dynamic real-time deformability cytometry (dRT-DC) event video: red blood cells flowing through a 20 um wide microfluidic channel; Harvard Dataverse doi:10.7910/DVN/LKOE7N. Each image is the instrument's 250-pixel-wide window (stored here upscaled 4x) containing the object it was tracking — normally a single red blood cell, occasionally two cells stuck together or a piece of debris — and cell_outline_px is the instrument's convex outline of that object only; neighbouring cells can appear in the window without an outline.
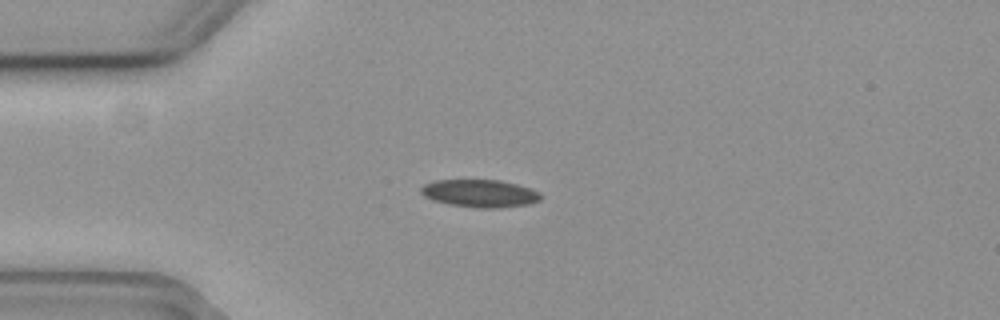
{"species": "common noctule bat (a hibernating species)", "species_latin": "Nyctalus noctula", "temperature_condition": "cold", "stored_images_in_passage": 23, "camera_frame_rate_fps": 3000, "um_per_image_px": 0.085, "animal": {"sex": "female", "body_mass_g": 19.3, "forearm_length_mm": 54.1}, "frame": {"image": 1, "passage_image": 1, "time_ms": 0.0, "image_size_px": [1000, 320], "cell_outline_px": [[544, 196], [540, 200], [528, 204], [500, 208], [476, 208], [448, 204], [432, 200], [424, 196], [420, 192], [420, 188], [424, 184], [432, 180], [500, 180], [516, 184], [540, 192]], "centroid_in_image_um": [40.77, 16.44], "position_along_channel_um": 44.2, "area_um2": 19.48}}
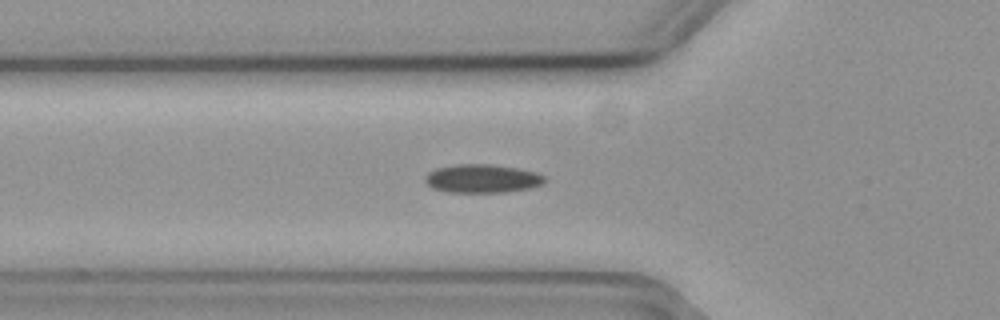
{"frame": {"image": 2, "passage_image": 6, "time_ms": 1.667, "image_size_px": [1000, 320], "cell_outline_px": [[544, 184], [528, 188], [504, 192], [448, 192], [432, 188], [424, 180], [424, 176], [428, 172], [436, 168], [456, 164], [492, 164], [516, 168], [536, 172], [544, 176]], "centroid_in_image_um": [40.95, 15.17], "position_along_channel_um": 84.8, "area_um2": 19.83}}
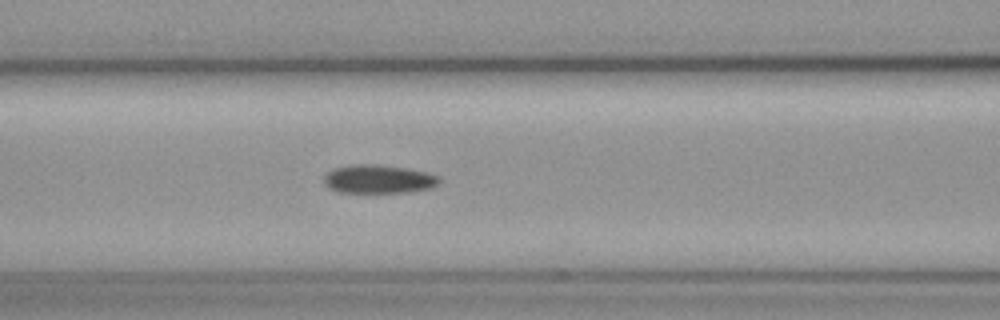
{"frame": {"image": 3, "passage_image": 10, "time_ms": 3.0, "image_size_px": [1000, 320], "cell_outline_px": [[440, 184], [432, 188], [408, 192], [336, 192], [328, 188], [324, 184], [324, 176], [332, 168], [356, 164], [376, 164], [404, 168], [428, 172], [440, 176]], "centroid_in_image_um": [32.18, 15.22], "position_along_channel_um": 134.4, "area_um2": 19.36}}